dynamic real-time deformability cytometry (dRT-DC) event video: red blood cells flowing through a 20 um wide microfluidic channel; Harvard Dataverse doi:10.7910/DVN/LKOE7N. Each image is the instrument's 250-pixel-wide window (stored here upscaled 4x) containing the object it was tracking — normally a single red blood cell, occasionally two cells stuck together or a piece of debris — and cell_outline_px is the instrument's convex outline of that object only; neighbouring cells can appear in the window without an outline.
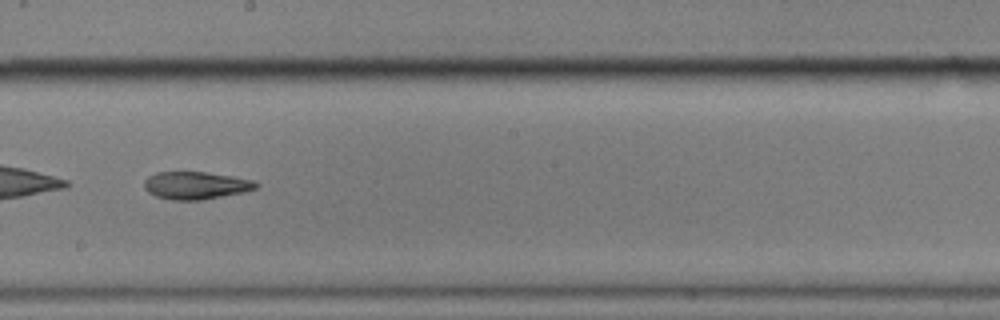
{"species": "common noctule bat (a hibernating species)", "species_latin": "Nyctalus noctula", "temperature_condition": "cold", "stored_images_in_passage": 14, "camera_frame_rate_fps": 3000, "um_per_image_px": 0.085, "animal": {"sex": "male", "body_mass_g": 17.9}, "frame": {"image": 1, "passage_image": 8, "time_ms": 9.667, "image_size_px": [1000, 320], "cell_outline_px": [[260, 184], [256, 188], [244, 192], [204, 200], [172, 200], [156, 196], [148, 192], [144, 188], [144, 180], [148, 176], [156, 172], [204, 172], [232, 176], [252, 180]], "centroid_in_image_um": [16.63, 15.76], "position_along_channel_um": 231.6, "area_um2": 18.03}}
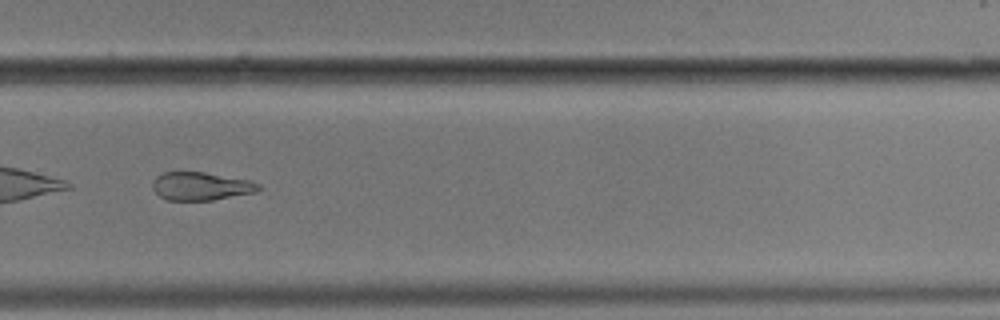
{"frame": {"image": 2, "passage_image": 10, "time_ms": 12.0, "image_size_px": [1000, 320], "cell_outline_px": [[264, 188], [256, 192], [212, 200], [168, 200], [160, 196], [152, 188], [152, 180], [156, 176], [164, 172], [204, 172], [248, 180], [260, 184]], "centroid_in_image_um": [17.08, 15.82], "position_along_channel_um": 312.7, "area_um2": 17.4}, "authors_computed_cell_mechanics": {"area_um2": 20.6924, "velocity_mm_per_s": 3.5074, "shape_relaxation_time_tau1_ms": null, "shape_relaxation_time_tau2_ms": 6.0965, "deformation_change_tau1": null, "deformation_change_tau2": 0.1534}}